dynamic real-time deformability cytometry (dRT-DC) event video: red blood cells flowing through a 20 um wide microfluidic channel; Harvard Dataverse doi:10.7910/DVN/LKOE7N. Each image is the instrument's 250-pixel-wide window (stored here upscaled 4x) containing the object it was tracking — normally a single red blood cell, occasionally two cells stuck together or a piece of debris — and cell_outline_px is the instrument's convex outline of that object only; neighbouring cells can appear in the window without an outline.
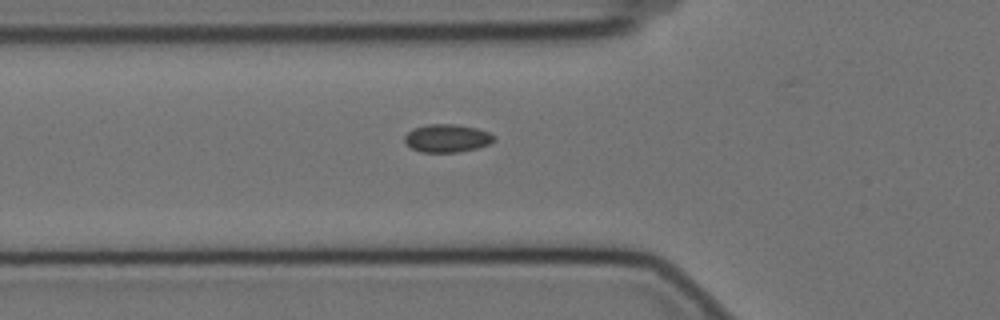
{"species": "Egyptian fruit bat (a non-hibernating species)", "species_latin": "Rousettus aegyptiacus", "temperature_condition": "cold", "stored_images_in_passage": 40, "camera_frame_rate_fps": 3000, "um_per_image_px": 0.085, "animal": {"sex": "female"}, "frame": {"image": 1, "passage_image": 2, "time_ms": 0.333, "image_size_px": [1000, 320], "cell_outline_px": [[496, 140], [488, 144], [476, 148], [460, 152], [420, 152], [412, 148], [404, 140], [404, 136], [412, 128], [428, 124], [452, 124], [476, 128], [488, 132], [496, 136]], "centroid_in_image_um": [38.0, 11.75], "position_along_channel_um": 87.8, "area_um2": 14.57}}
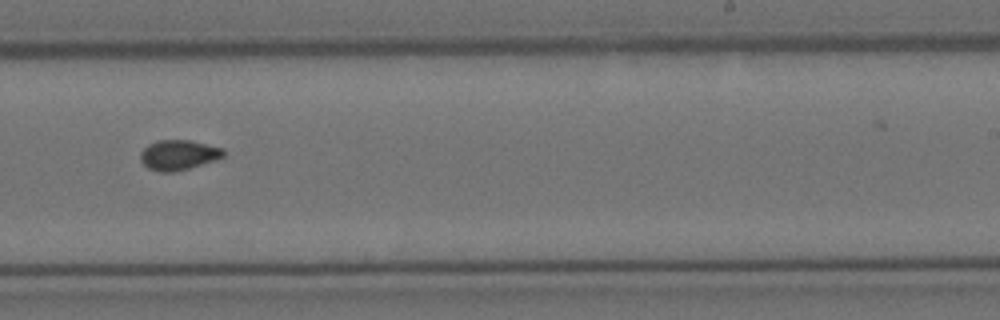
{"frame": {"image": 2, "passage_image": 18, "time_ms": 5.667, "image_size_px": [1000, 320], "cell_outline_px": [[224, 156], [216, 160], [188, 168], [172, 172], [160, 172], [148, 168], [140, 160], [140, 152], [148, 144], [156, 140], [188, 140], [224, 148]], "centroid_in_image_um": [15.15, 13.16], "position_along_channel_um": 273.8, "area_um2": 14.51}}
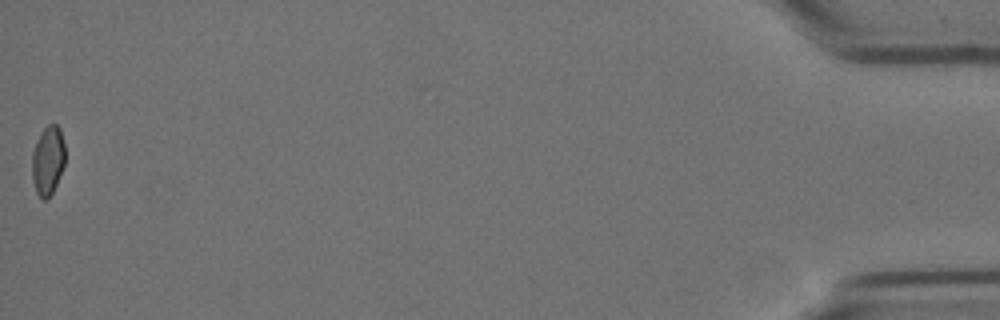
{"frame": {"image": 3, "passage_image": 40, "time_ms": 13.0, "image_size_px": [1000, 320], "cell_outline_px": [[64, 164], [56, 184], [48, 200], [44, 200], [36, 192], [32, 180], [32, 152], [36, 140], [40, 132], [48, 124], [56, 124], [60, 128], [64, 144]], "centroid_in_image_um": [4.05, 13.62], "position_along_channel_um": 431.2, "area_um2": 13.35}}